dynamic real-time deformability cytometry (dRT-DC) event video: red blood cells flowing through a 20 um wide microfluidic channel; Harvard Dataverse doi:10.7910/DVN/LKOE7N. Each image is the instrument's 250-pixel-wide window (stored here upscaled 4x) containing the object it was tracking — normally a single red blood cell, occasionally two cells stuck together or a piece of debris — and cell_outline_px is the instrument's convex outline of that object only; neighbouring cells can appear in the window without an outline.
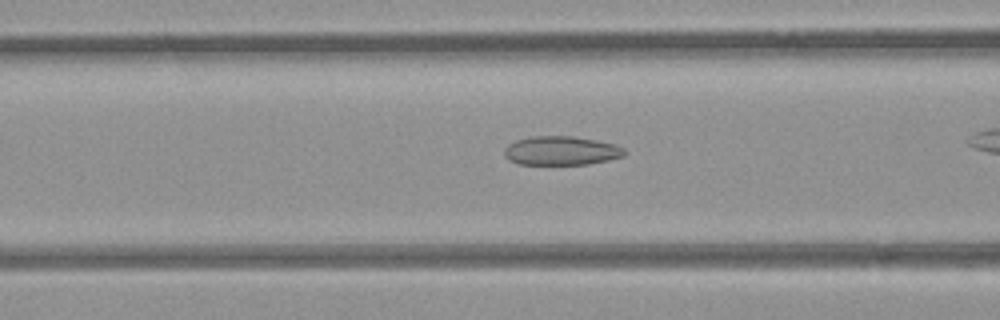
{"species": "common noctule bat (a hibernating species)", "species_latin": "Nyctalus noctula", "temperature_condition": "room temperature", "stored_images_in_passage": 37, "camera_frame_rate_fps": 3000, "um_per_image_px": 0.085, "animal": {"sex": "female", "body_mass_g": 21.9}, "frame": {"image": 1, "passage_image": 16, "time_ms": 5.0, "image_size_px": [1000, 320], "cell_outline_px": [[624, 156], [608, 160], [588, 164], [520, 164], [508, 160], [504, 156], [504, 148], [508, 144], [516, 140], [532, 136], [572, 136], [596, 140], [616, 144], [624, 148]], "centroid_in_image_um": [47.68, 12.8], "position_along_channel_um": 118.9, "area_um2": 20.29}}
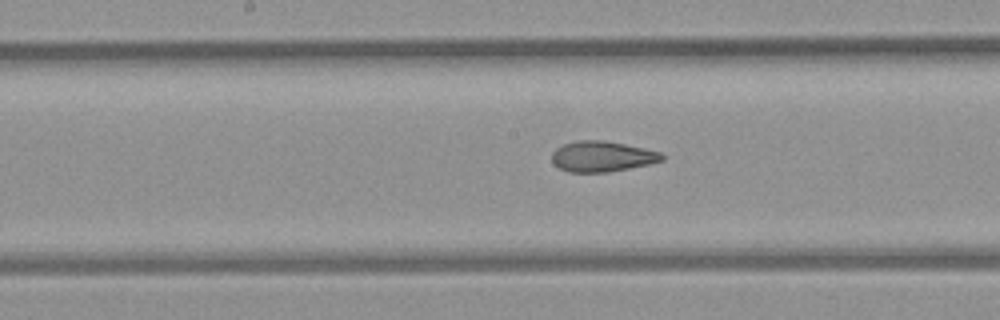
{"frame": {"image": 2, "passage_image": 22, "time_ms": 7.0, "image_size_px": [1000, 320], "cell_outline_px": [[664, 160], [648, 164], [608, 172], [568, 172], [552, 164], [552, 152], [556, 148], [564, 144], [580, 140], [604, 140], [644, 148], [660, 152], [664, 156]], "centroid_in_image_um": [51.15, 13.3], "position_along_channel_um": 197.0, "area_um2": 19.54}}
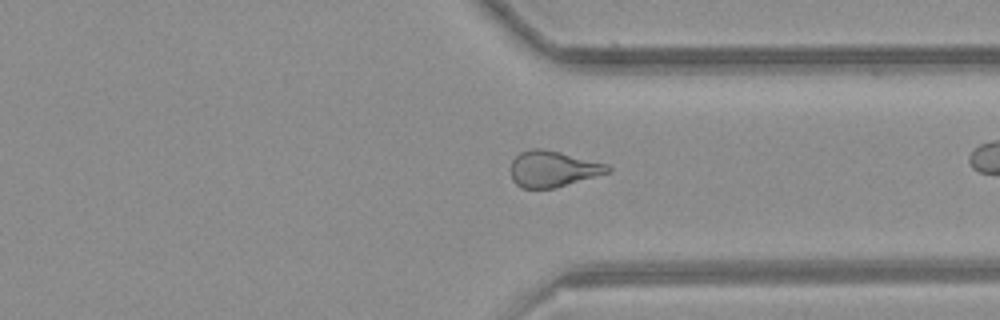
{"frame": {"image": 3, "passage_image": 35, "time_ms": 11.333, "image_size_px": [1000, 320], "cell_outline_px": [[612, 172], [556, 188], [520, 188], [512, 180], [512, 160], [520, 152], [532, 148], [540, 148], [560, 152], [608, 164], [612, 168]], "centroid_in_image_um": [47.03, 14.36], "position_along_channel_um": 364.4, "area_um2": 20.52}}